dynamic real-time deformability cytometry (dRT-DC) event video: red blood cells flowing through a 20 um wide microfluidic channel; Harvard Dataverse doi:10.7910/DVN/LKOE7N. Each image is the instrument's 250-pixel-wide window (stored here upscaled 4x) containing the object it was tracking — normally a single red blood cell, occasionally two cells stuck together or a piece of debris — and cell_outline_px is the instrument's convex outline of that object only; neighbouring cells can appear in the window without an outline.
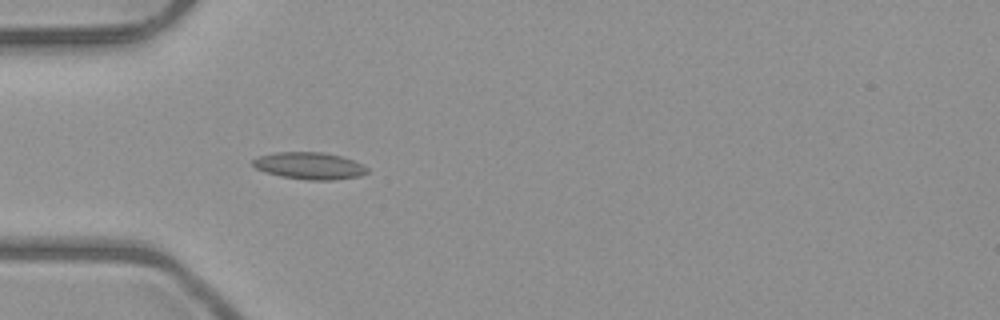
{"species": "common noctule bat (a hibernating species)", "species_latin": "Nyctalus noctula", "temperature_condition": "room temperature", "stored_images_in_passage": 2, "camera_frame_rate_fps": 3000, "um_per_image_px": 0.085, "animal": {"sex": "male", "body_mass_g": 23.1, "forearm_length_mm": 52.7}, "frame": {"image": 1, "passage_image": 2, "time_ms": 1.333, "image_size_px": [1000, 320], "cell_outline_px": [[368, 172], [360, 176], [332, 180], [308, 180], [280, 176], [264, 172], [256, 168], [252, 164], [252, 160], [256, 156], [276, 152], [320, 152], [340, 156], [352, 160], [368, 168]], "centroid_in_image_um": [26.25, 14.09], "position_along_channel_um": 58.8, "area_um2": 17.98}}